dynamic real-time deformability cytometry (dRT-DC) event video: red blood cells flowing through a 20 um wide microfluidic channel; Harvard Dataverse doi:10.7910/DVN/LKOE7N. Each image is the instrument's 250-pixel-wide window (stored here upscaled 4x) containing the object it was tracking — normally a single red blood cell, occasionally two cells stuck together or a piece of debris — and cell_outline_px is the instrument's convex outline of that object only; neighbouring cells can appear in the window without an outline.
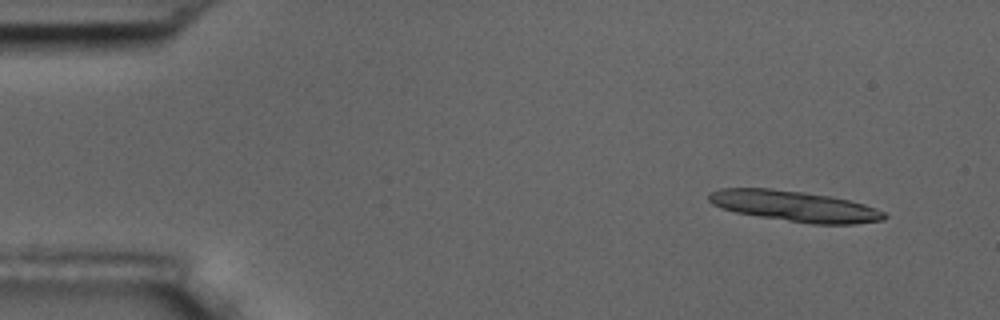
{"species": "common noctule bat (a hibernating species)", "species_latin": "Nyctalus noctula", "temperature_condition": "room temperature", "stored_images_in_passage": 5, "camera_frame_rate_fps": 3000, "um_per_image_px": 0.085, "animal": {"sex": "male", "body_mass_g": 17.5, "forearm_length_mm": 52.3}, "frame": {"image": 1, "passage_image": 1, "time_ms": 0.0, "image_size_px": [1000, 320], "cell_outline_px": [[888, 216], [884, 220], [852, 224], [812, 224], [760, 216], [736, 212], [720, 208], [712, 204], [708, 200], [708, 196], [712, 192], [720, 188], [768, 188], [804, 192], [832, 196], [864, 204], [876, 208], [884, 212]], "centroid_in_image_um": [67.56, 17.52], "position_along_channel_um": 17.4, "area_um2": 31.27}}
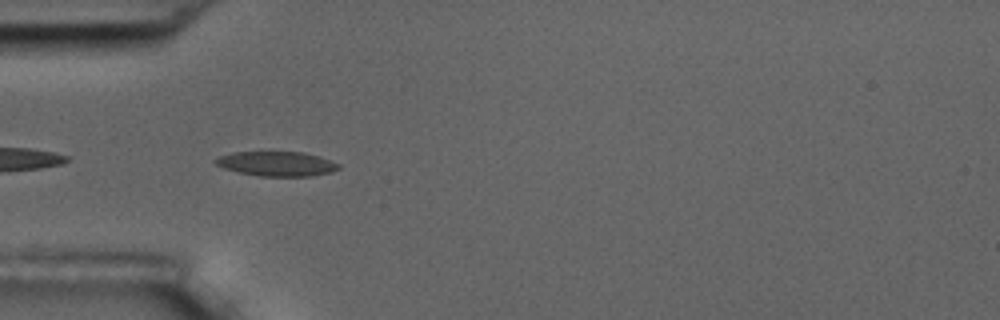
{"frame": {"image": 2, "passage_image": 4, "time_ms": 4.333, "image_size_px": [1000, 320], "cell_outline_px": [[340, 168], [332, 172], [312, 176], [260, 176], [240, 172], [224, 168], [216, 164], [212, 160], [220, 156], [232, 152], [304, 152], [320, 156], [340, 164]], "centroid_in_image_um": [23.55, 13.92], "position_along_channel_um": 61.4, "area_um2": 17.69}}